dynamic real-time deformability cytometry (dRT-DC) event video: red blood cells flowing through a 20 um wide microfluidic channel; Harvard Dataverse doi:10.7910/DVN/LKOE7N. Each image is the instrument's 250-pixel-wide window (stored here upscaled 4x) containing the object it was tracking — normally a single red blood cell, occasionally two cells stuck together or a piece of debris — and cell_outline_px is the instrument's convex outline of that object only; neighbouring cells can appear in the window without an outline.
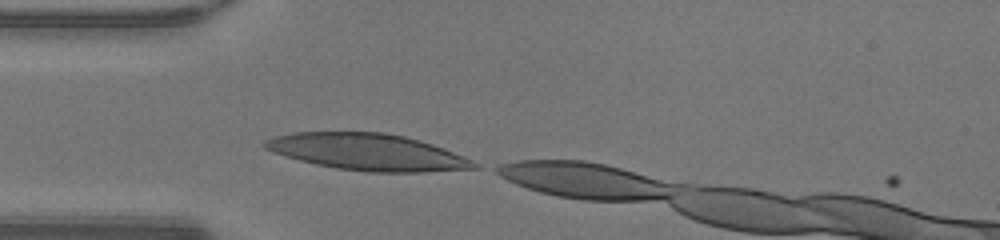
{"species": "human", "species_latin": "Homo sapiens", "temperature_condition": "warm", "stored_images_in_passage": 5, "camera_frame_rate_fps": 3000, "um_per_image_px": 0.085, "donor": {"sex": "male"}, "frame": {"image": 1, "passage_image": 1, "time_ms": 0.0, "image_size_px": [1000, 240], "cell_outline_px": [[480, 168], [424, 172], [368, 172], [336, 168], [316, 164], [300, 160], [272, 152], [264, 148], [260, 144], [264, 140], [276, 136], [292, 132], [384, 132], [404, 136], [432, 144], [472, 160], [480, 164]], "centroid_in_image_um": [31.21, 12.92], "position_along_channel_um": 53.8, "area_um2": 44.56}}
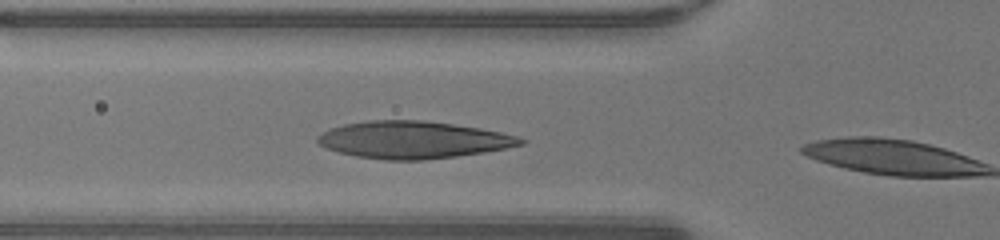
{"frame": {"image": 2, "passage_image": 4, "time_ms": 1.0, "image_size_px": [1000, 240], "cell_outline_px": [[528, 140], [524, 144], [484, 152], [456, 156], [424, 160], [384, 160], [356, 156], [340, 152], [328, 148], [320, 144], [316, 140], [316, 136], [328, 128], [344, 124], [368, 120], [424, 120], [480, 128], [500, 132], [516, 136]], "centroid_in_image_um": [35.09, 11.88], "position_along_channel_um": 90.7, "area_um2": 43.99}}